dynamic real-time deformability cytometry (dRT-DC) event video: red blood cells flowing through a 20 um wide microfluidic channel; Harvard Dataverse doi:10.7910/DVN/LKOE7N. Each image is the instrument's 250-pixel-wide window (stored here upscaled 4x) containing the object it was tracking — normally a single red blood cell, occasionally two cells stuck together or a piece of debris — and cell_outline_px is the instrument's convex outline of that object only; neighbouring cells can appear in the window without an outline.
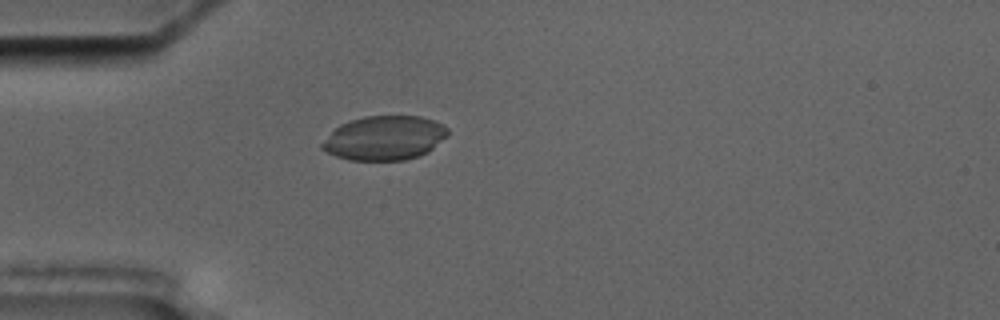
{"species": "common noctule bat (a hibernating species)", "species_latin": "Nyctalus noctula", "temperature_condition": "cold", "stored_images_in_passage": 3, "camera_frame_rate_fps": 3000, "um_per_image_px": 0.085, "animal": {"sex": "male", "body_mass_g": 17.5, "forearm_length_mm": 52.3}, "frame": {"image": 1, "passage_image": 3, "time_ms": 3.0, "image_size_px": [1000, 320], "cell_outline_px": [[448, 136], [428, 152], [420, 156], [404, 160], [348, 160], [336, 156], [320, 148], [320, 144], [340, 124], [348, 120], [364, 116], [420, 116], [432, 120], [448, 128]], "centroid_in_image_um": [32.68, 11.73], "position_along_channel_um": 52.3, "area_um2": 32.43}}